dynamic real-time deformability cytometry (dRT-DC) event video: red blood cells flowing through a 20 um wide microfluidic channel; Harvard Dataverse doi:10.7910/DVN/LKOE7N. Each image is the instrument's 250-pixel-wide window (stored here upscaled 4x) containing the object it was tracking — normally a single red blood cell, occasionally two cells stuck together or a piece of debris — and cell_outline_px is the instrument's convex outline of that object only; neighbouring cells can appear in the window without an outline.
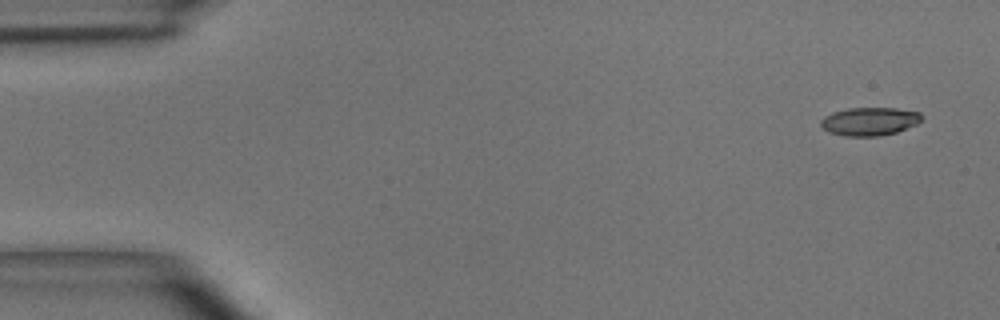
{"species": "common noctule bat (a hibernating species)", "species_latin": "Nyctalus noctula", "temperature_condition": "room temperature", "stored_images_in_passage": 5, "camera_frame_rate_fps": 3000, "um_per_image_px": 0.085, "animal": {"sex": "male", "body_mass_g": 15.6}, "frame": {"image": 1, "passage_image": 1, "time_ms": 0.0, "image_size_px": [1000, 320], "cell_outline_px": [[924, 116], [916, 124], [896, 132], [880, 136], [844, 136], [828, 132], [820, 124], [820, 120], [824, 116], [832, 112], [848, 108], [896, 108], [920, 112]], "centroid_in_image_um": [73.9, 10.31], "position_along_channel_um": 11.1, "area_um2": 16.65}}
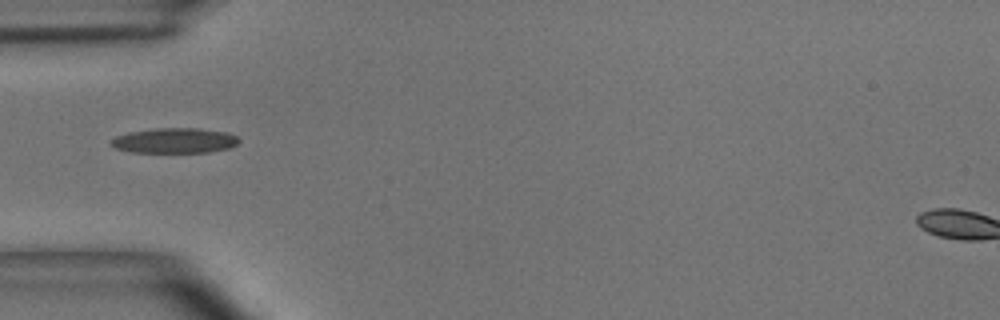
{"frame": {"image": 2, "passage_image": 4, "time_ms": 1.0, "image_size_px": [1000, 320], "cell_outline_px": [[240, 140], [236, 144], [228, 148], [208, 152], [132, 152], [116, 148], [108, 144], [116, 136], [128, 132], [156, 128], [200, 128], [228, 132], [236, 136]], "centroid_in_image_um": [14.84, 11.94], "position_along_channel_um": 70.2, "area_um2": 18.73}}
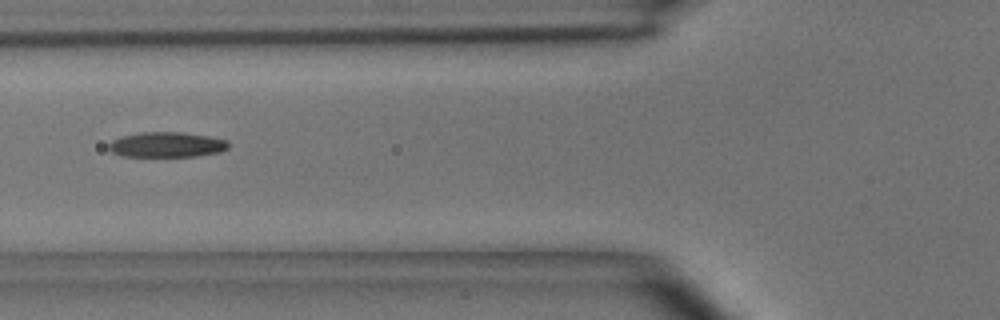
{"frame": {"image": 3, "passage_image": 5, "time_ms": 1.333, "image_size_px": [1000, 320], "cell_outline_px": [[228, 148], [220, 152], [196, 156], [124, 156], [112, 152], [108, 148], [108, 144], [112, 140], [120, 136], [140, 132], [184, 132], [208, 136], [228, 140]], "centroid_in_image_um": [14.16, 12.29], "position_along_channel_um": 111.6, "area_um2": 17.63}}